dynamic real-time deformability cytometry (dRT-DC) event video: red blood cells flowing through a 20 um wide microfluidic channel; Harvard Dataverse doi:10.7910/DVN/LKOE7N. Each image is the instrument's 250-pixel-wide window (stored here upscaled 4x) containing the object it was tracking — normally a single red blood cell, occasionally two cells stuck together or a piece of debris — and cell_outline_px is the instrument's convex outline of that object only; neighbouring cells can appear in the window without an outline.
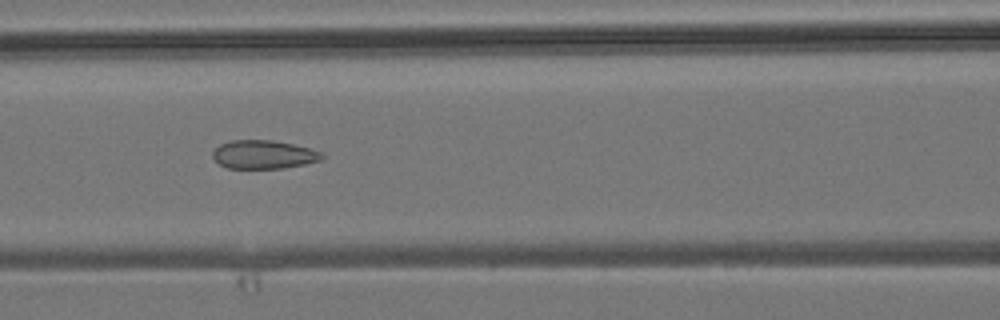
{"species": "common noctule bat (a hibernating species)", "species_latin": "Nyctalus noctula", "temperature_condition": "room temperature", "stored_images_in_passage": 4, "camera_frame_rate_fps": 3000, "um_per_image_px": 0.085, "animal": {"sex": "male", "body_mass_g": 19.2, "forearm_length_mm": 51.8}, "frame": {"image": 1, "passage_image": 3, "time_ms": 2.0, "image_size_px": [1000, 320], "cell_outline_px": [[324, 156], [320, 160], [304, 164], [280, 168], [228, 168], [220, 164], [212, 156], [212, 152], [220, 144], [232, 140], [272, 140], [312, 148], [324, 152]], "centroid_in_image_um": [22.43, 13.12], "position_along_channel_um": 144.2, "area_um2": 18.09}}
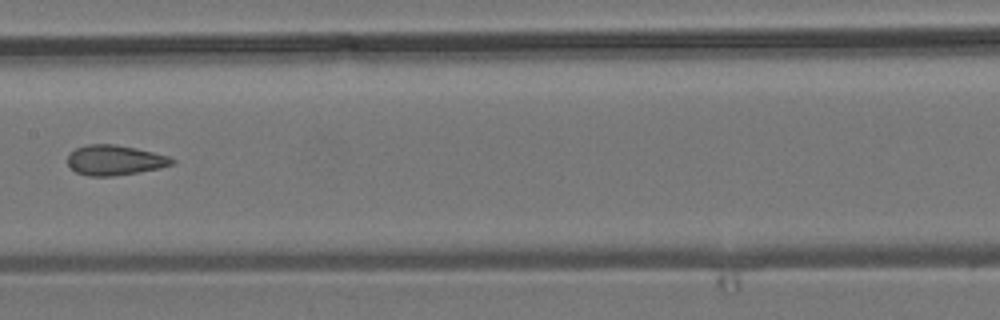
{"frame": {"image": 2, "passage_image": 4, "time_ms": 3.333, "image_size_px": [1000, 320], "cell_outline_px": [[176, 164], [160, 168], [112, 176], [88, 176], [76, 172], [68, 164], [68, 152], [76, 148], [88, 144], [116, 144], [136, 148], [168, 156], [176, 160]], "centroid_in_image_um": [9.76, 13.6], "position_along_channel_um": 197.6, "area_um2": 18.32}}